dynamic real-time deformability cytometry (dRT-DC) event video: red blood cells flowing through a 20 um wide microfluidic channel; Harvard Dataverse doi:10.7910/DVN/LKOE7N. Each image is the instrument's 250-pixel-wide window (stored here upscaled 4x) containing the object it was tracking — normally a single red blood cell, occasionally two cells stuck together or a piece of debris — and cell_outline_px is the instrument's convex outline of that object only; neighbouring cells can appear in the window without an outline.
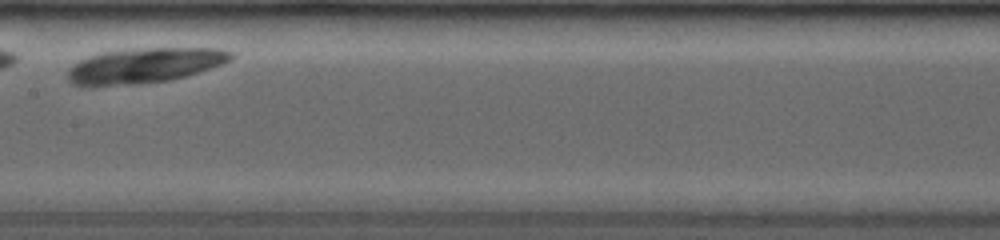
{"species": "common noctule bat (a hibernating species)", "species_latin": "Nyctalus noctula", "temperature_condition": "room temperature", "stored_images_in_passage": 6, "camera_frame_rate_fps": 4000, "um_per_image_px": 0.085, "animal": {"sex": "female", "body_mass_g": 19.0, "forearm_length_mm": 53.3}, "frame": {"image": 1, "passage_image": 5, "time_ms": 1.0, "image_size_px": [1000, 240], "cell_outline_px": [[232, 56], [228, 60], [220, 64], [184, 76], [168, 80], [112, 84], [76, 84], [68, 80], [68, 72], [80, 60], [88, 56], [100, 52], [132, 48], [220, 48], [232, 52]], "centroid_in_image_um": [12.3, 5.51], "position_along_channel_um": 195.1, "area_um2": 32.08}}